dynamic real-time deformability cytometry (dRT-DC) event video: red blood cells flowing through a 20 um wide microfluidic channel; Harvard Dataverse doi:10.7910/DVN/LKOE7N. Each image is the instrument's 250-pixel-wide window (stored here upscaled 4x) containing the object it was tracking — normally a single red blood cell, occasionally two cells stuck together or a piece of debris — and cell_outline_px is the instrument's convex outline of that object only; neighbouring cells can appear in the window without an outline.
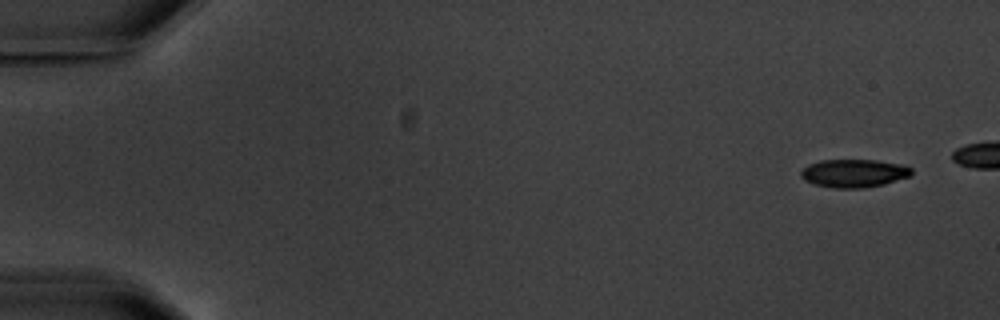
{"species": "common noctule bat (a hibernating species)", "species_latin": "Nyctalus noctula", "temperature_condition": "warm", "stored_images_in_passage": 5, "camera_frame_rate_fps": 3000, "um_per_image_px": 0.085, "animal": {"sex": "male", "body_mass_g": 20.1, "forearm_length_mm": 53.5}, "frame": {"image": 1, "passage_image": 1, "time_ms": 0.0, "image_size_px": [1000, 320], "cell_outline_px": [[912, 172], [908, 176], [884, 184], [860, 188], [832, 188], [812, 184], [804, 180], [800, 176], [800, 172], [808, 164], [820, 160], [876, 160], [904, 164], [912, 168]], "centroid_in_image_um": [72.55, 14.72], "position_along_channel_um": 12.5, "area_um2": 18.21}}